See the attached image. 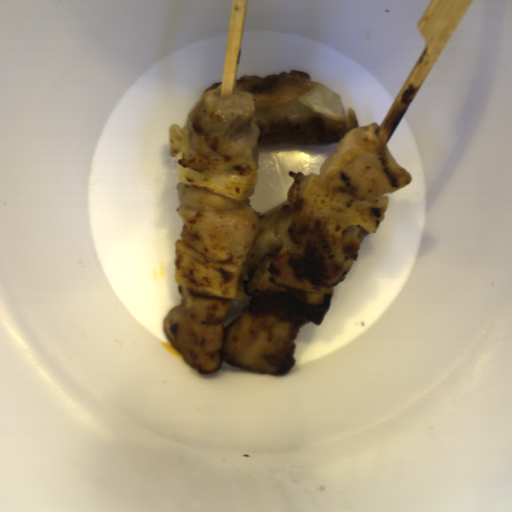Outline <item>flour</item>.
<instances>
[{
    "label": "flour",
    "instance_id": "flour-3",
    "mask_svg": "<svg viewBox=\"0 0 512 512\" xmlns=\"http://www.w3.org/2000/svg\"><path fill=\"white\" fill-rule=\"evenodd\" d=\"M221 83H222V81H220V82H214V83L210 84L208 87H206V88L204 89V91H203V93H202V96H203L205 93H207L208 91L213 90V89H215L216 87H218L219 85H221ZM202 96H201V98H202Z\"/></svg>",
    "mask_w": 512,
    "mask_h": 512
},
{
    "label": "flour",
    "instance_id": "flour-1",
    "mask_svg": "<svg viewBox=\"0 0 512 512\" xmlns=\"http://www.w3.org/2000/svg\"><path fill=\"white\" fill-rule=\"evenodd\" d=\"M236 88L252 95L257 147L283 144H339L359 128L355 111L346 109L340 94L314 82L311 74L283 71L259 77L242 75Z\"/></svg>",
    "mask_w": 512,
    "mask_h": 512
},
{
    "label": "flour",
    "instance_id": "flour-2",
    "mask_svg": "<svg viewBox=\"0 0 512 512\" xmlns=\"http://www.w3.org/2000/svg\"><path fill=\"white\" fill-rule=\"evenodd\" d=\"M291 209L289 199L275 208L258 215L259 228L254 245L250 251L249 258L244 263L245 270L243 283L245 287V296H252L247 290L249 281L260 262L267 254L277 253L283 243L278 237L276 227L280 220L289 215Z\"/></svg>",
    "mask_w": 512,
    "mask_h": 512
}]
</instances>
